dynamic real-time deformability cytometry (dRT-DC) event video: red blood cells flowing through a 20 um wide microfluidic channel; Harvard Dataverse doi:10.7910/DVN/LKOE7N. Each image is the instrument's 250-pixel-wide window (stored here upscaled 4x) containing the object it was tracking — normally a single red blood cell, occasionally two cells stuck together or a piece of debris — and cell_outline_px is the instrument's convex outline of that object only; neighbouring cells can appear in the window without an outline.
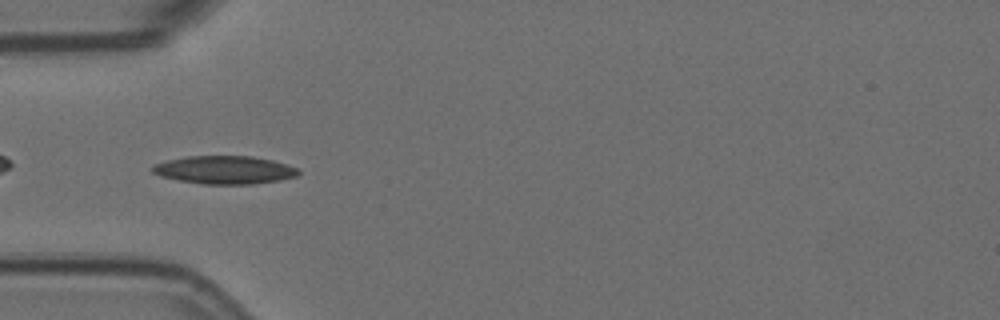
{"species": "Egyptian fruit bat (a non-hibernating species)", "species_latin": "Rousettus aegyptiacus", "temperature_condition": "room temperature", "stored_images_in_passage": 41, "camera_frame_rate_fps": 3000, "um_per_image_px": 0.085, "animal": {"sex": "female"}, "frame": {"image": 1, "passage_image": 2, "time_ms": 0.333, "image_size_px": [1000, 320], "cell_outline_px": [[300, 172], [296, 176], [280, 180], [252, 184], [204, 184], [180, 180], [160, 176], [152, 172], [152, 168], [156, 164], [168, 160], [188, 156], [252, 156], [272, 160], [296, 168]], "centroid_in_image_um": [19.09, 14.44], "position_along_channel_um": 65.9, "area_um2": 23.58}}
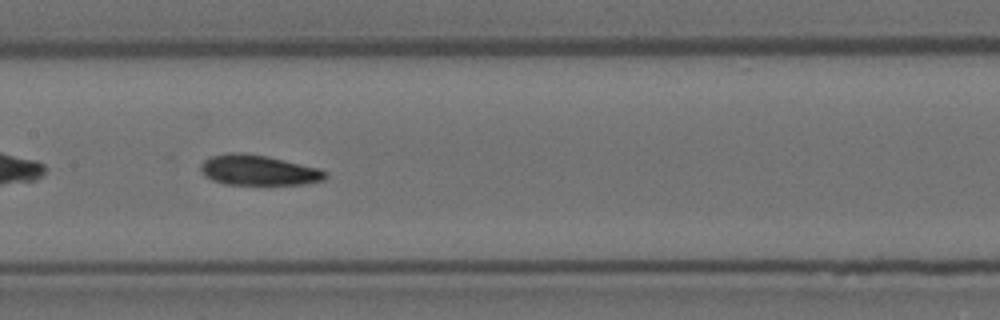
{"frame": {"image": 2, "passage_image": 12, "time_ms": 3.667, "image_size_px": [1000, 320], "cell_outline_px": [[328, 176], [324, 180], [304, 184], [224, 184], [212, 180], [204, 176], [200, 168], [200, 164], [204, 160], [212, 156], [228, 152], [244, 152], [268, 156], [320, 168], [328, 172]], "centroid_in_image_um": [21.97, 14.45], "position_along_channel_um": 185.4, "area_um2": 22.25}}
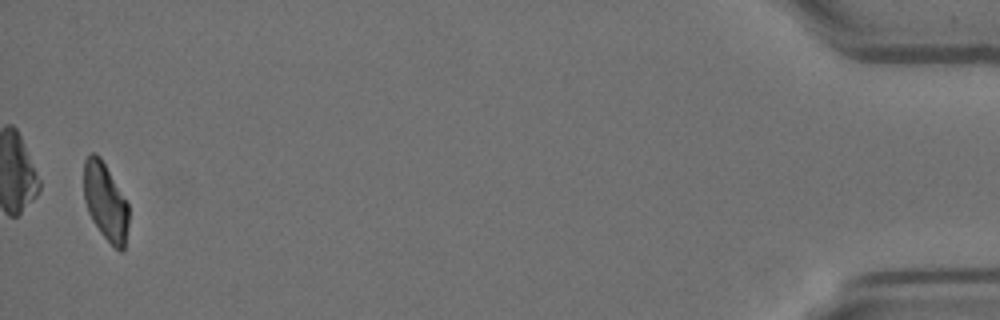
{"frame": {"image": 3, "passage_image": 40, "time_ms": 13.0, "image_size_px": [1000, 320], "cell_outline_px": [[128, 224], [124, 248], [120, 252], [100, 232], [92, 220], [88, 212], [84, 200], [84, 160], [92, 152], [96, 152], [100, 156], [128, 204]], "centroid_in_image_um": [8.94, 17.13], "position_along_channel_um": 426.3, "area_um2": 20.0}, "authors_computed_cell_mechanics": {"area_um2": 22.253, "velocity_mm_per_s": 3.556, "shape_relaxation_time_tau1_ms": null, "shape_relaxation_time_tau2_ms": 1.6045, "deformation_change_tau1": null, "deformation_change_tau2": 0.0697}}